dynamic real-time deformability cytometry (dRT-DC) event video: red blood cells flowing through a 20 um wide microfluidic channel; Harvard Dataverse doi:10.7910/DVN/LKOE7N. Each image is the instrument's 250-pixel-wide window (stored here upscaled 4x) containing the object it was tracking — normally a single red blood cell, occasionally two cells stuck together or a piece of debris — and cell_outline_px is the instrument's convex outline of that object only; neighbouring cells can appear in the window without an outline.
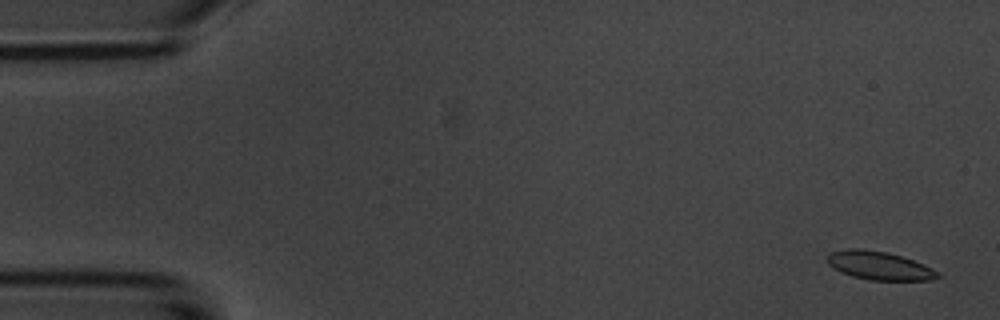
{"species": "common noctule bat (a hibernating species)", "species_latin": "Nyctalus noctula", "temperature_condition": "room temperature", "stored_images_in_passage": 10, "camera_frame_rate_fps": 3000, "um_per_image_px": 0.085, "animal": {"sex": "male", "body_mass_g": 20.1, "forearm_length_mm": 53.5}, "frame": {"image": 1, "passage_image": 1, "time_ms": 0.0, "image_size_px": [1000, 320], "cell_outline_px": [[940, 276], [932, 280], [868, 280], [852, 276], [828, 264], [828, 256], [832, 252], [848, 248], [864, 248], [888, 252], [924, 264], [940, 272]], "centroid_in_image_um": [74.78, 22.57], "position_along_channel_um": 10.2, "area_um2": 18.15}}
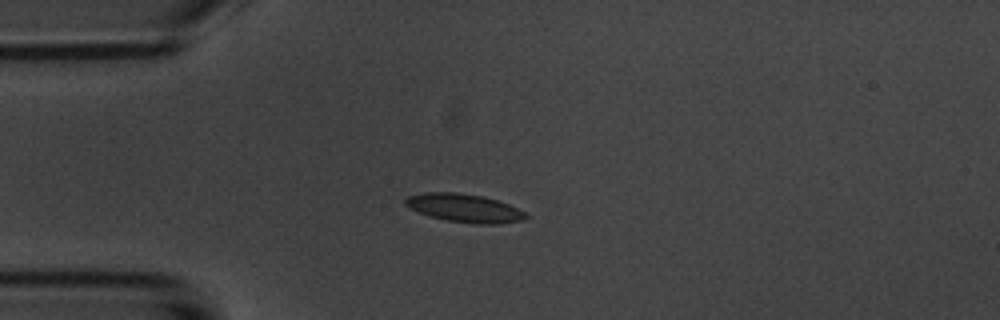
{"frame": {"image": 2, "passage_image": 4, "time_ms": 4.0, "image_size_px": [1000, 320], "cell_outline_px": [[528, 216], [520, 220], [496, 224], [472, 224], [448, 220], [432, 216], [408, 208], [404, 204], [404, 200], [408, 196], [424, 192], [456, 192], [484, 196], [508, 204], [524, 212]], "centroid_in_image_um": [39.43, 17.67], "position_along_channel_um": 45.6, "area_um2": 19.65}}
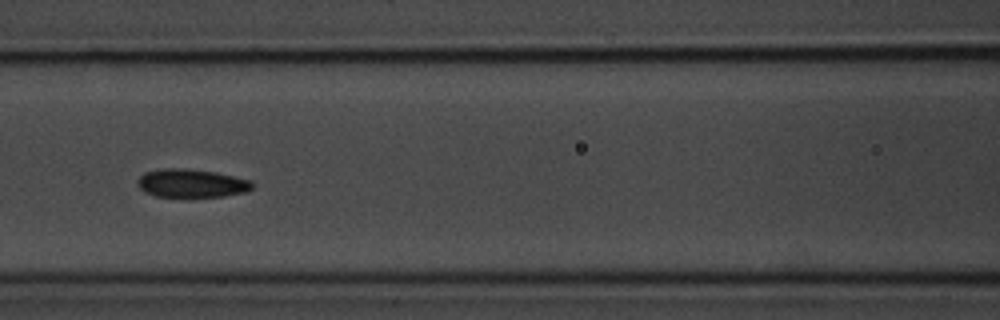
{"frame": {"image": 3, "passage_image": 7, "time_ms": 7.333, "image_size_px": [1000, 320], "cell_outline_px": [[252, 188], [244, 192], [224, 196], [156, 196], [144, 192], [136, 184], [136, 180], [144, 172], [160, 168], [184, 168], [216, 172], [252, 180]], "centroid_in_image_um": [16.23, 15.56], "position_along_channel_um": 150.4, "area_um2": 18.96}}